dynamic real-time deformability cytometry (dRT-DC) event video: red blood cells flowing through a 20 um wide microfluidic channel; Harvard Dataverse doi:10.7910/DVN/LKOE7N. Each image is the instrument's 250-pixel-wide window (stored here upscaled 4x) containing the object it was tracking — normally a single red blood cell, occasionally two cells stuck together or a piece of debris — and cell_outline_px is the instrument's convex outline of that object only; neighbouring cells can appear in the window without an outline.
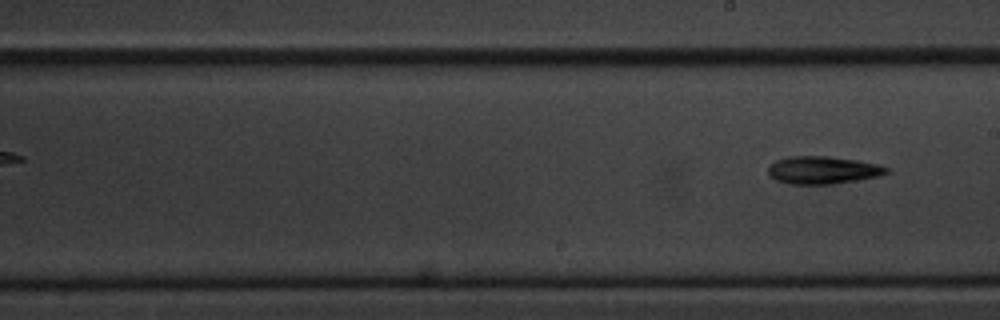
{"species": "common noctule bat (a hibernating species)", "species_latin": "Nyctalus noctula", "temperature_condition": "cold", "stored_images_in_passage": 10, "camera_frame_rate_fps": 3000, "um_per_image_px": 0.085, "animal": {"sex": "male", "body_mass_g": 20.1, "forearm_length_mm": 53.5}, "frame": {"image": 1, "passage_image": 10, "time_ms": 11.667, "image_size_px": [1000, 320], "cell_outline_px": [[888, 172], [876, 176], [856, 180], [832, 184], [788, 184], [776, 180], [768, 172], [768, 168], [776, 160], [788, 156], [828, 156], [856, 160], [876, 164], [888, 168]], "centroid_in_image_um": [69.89, 14.45], "position_along_channel_um": 219.1, "area_um2": 18.79}}